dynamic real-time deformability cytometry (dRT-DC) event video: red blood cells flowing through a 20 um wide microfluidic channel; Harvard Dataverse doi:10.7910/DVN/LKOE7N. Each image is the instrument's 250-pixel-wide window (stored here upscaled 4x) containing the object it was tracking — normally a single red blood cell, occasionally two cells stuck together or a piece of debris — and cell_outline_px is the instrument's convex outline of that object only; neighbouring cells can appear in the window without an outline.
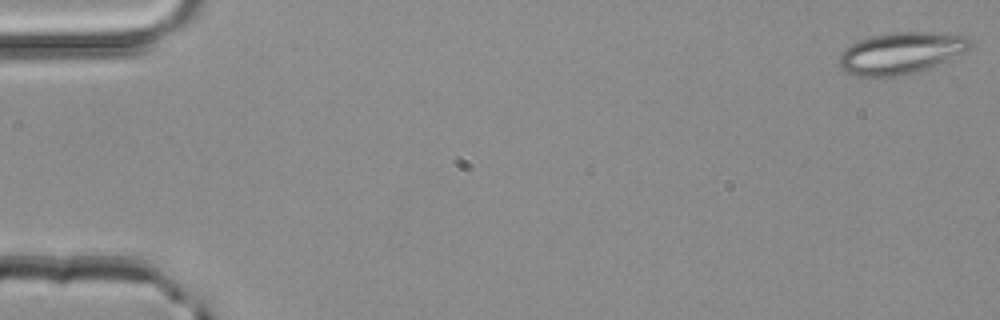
{"species": "common noctule bat (a hibernating species)", "species_latin": "Nyctalus noctula", "temperature_condition": "room temperature", "stored_images_in_passage": 50, "segment_of_instrument_passage": [1, 2], "camera_frame_rate_fps": 3000, "um_per_image_px": 0.085, "animal": {"sex": "male", "body_mass_g": 20.4}, "frame": {"image": 1, "passage_image": 1, "time_ms": 0.0, "image_size_px": [1000, 320], "cell_outline_px": [[972, 44], [964, 52], [948, 60], [920, 72], [884, 80], [856, 76], [848, 72], [840, 64], [840, 52], [852, 44], [860, 40], [872, 36], [892, 32], [928, 32], [968, 36], [972, 40]], "centroid_in_image_um": [76.59, 4.55], "position_along_channel_um": 8.4, "area_um2": 32.31}}